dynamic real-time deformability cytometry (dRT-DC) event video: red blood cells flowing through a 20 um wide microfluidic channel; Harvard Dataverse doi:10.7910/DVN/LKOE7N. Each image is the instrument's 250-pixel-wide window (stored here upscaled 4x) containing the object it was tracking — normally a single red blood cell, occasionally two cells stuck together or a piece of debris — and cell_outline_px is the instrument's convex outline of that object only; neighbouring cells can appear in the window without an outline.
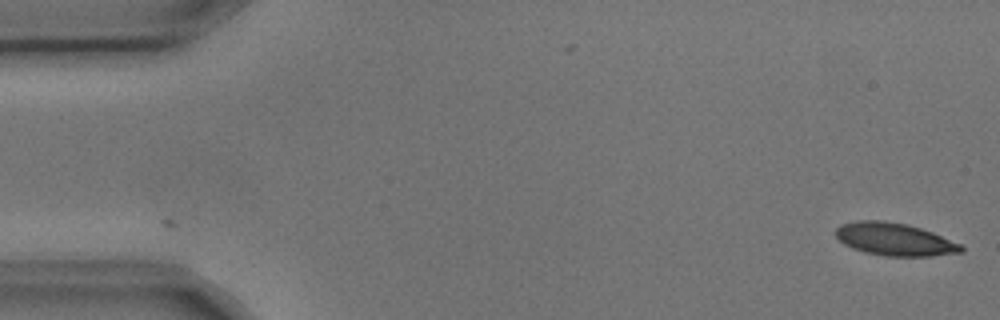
{"species": "common noctule bat (a hibernating species)", "species_latin": "Nyctalus noctula", "temperature_condition": "cold", "stored_images_in_passage": 2, "camera_frame_rate_fps": 3000, "um_per_image_px": 0.085, "animal": {"sex": "male", "body_mass_g": 17.9, "forearm_length_mm": 54.2}, "frame": {"image": 1, "passage_image": 2, "time_ms": 0.333, "image_size_px": [1000, 320], "cell_outline_px": [[964, 252], [932, 256], [884, 256], [864, 252], [852, 248], [844, 244], [836, 236], [836, 228], [840, 224], [856, 220], [884, 220], [908, 224], [932, 232], [960, 244], [964, 248]], "centroid_in_image_um": [76.02, 20.34], "position_along_channel_um": 9.0, "area_um2": 23.99}}